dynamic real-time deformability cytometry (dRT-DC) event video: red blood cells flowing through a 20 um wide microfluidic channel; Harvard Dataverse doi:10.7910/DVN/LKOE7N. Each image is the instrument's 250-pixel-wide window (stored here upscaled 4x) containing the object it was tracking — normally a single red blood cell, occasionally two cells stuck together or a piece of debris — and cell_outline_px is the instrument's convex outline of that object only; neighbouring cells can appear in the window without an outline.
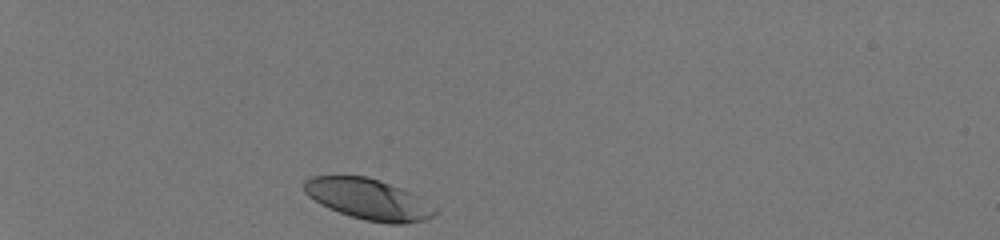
{"species": "human", "species_latin": "Homo sapiens", "temperature_condition": "room temperature", "stored_images_in_passage": 32, "camera_frame_rate_fps": 3000, "um_per_image_px": 0.085, "donor": {"sex": "male"}, "frame": {"image": 1, "passage_image": 1, "time_ms": 0.0, "image_size_px": [1000, 240], "cell_outline_px": [[436, 212], [432, 216], [424, 220], [404, 224], [388, 224], [364, 220], [328, 208], [320, 204], [308, 196], [304, 192], [304, 180], [312, 176], [364, 176], [380, 180], [412, 192], [436, 208]], "centroid_in_image_um": [31.31, 16.93], "position_along_channel_um": 53.7, "area_um2": 31.1}}
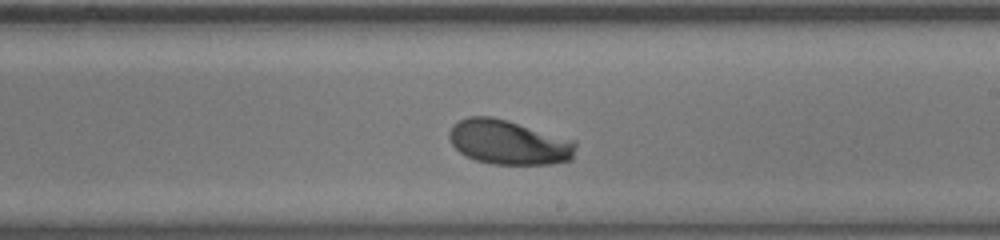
{"frame": {"image": 2, "passage_image": 19, "time_ms": 6.0, "image_size_px": [1000, 240], "cell_outline_px": [[576, 148], [572, 160], [552, 164], [492, 164], [476, 160], [464, 156], [452, 144], [448, 136], [448, 132], [452, 124], [468, 116], [492, 116], [576, 140]], "centroid_in_image_um": [43.24, 12.1], "position_along_channel_um": 245.8, "area_um2": 33.06}}
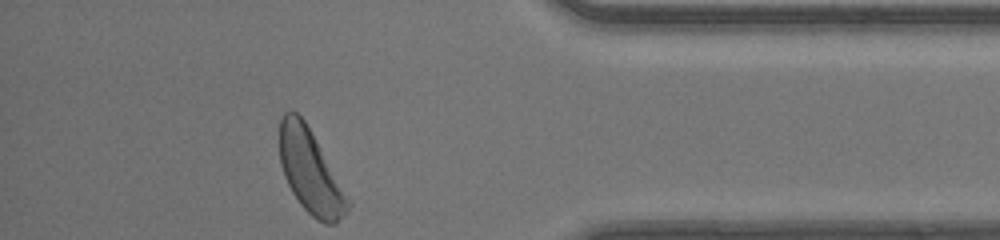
{"frame": {"image": 3, "passage_image": 32, "time_ms": 10.333, "image_size_px": [1000, 240], "cell_outline_px": [[352, 204], [348, 212], [336, 224], [324, 224], [316, 220], [300, 204], [292, 192], [284, 176], [280, 164], [280, 120], [284, 112], [296, 112], [304, 120]], "centroid_in_image_um": [26.38, 14.64], "position_along_channel_um": 408.8, "area_um2": 32.71}, "authors_computed_cell_mechanics": {"area_um2": 32.3969, "velocity_mm_per_s": 4.1218, "shape_relaxation_time_tau1_ms": 2.7001, "shape_relaxation_time_tau2_ms": null, "deformation_change_tau1": 0.1626, "deformation_change_tau2": null}}